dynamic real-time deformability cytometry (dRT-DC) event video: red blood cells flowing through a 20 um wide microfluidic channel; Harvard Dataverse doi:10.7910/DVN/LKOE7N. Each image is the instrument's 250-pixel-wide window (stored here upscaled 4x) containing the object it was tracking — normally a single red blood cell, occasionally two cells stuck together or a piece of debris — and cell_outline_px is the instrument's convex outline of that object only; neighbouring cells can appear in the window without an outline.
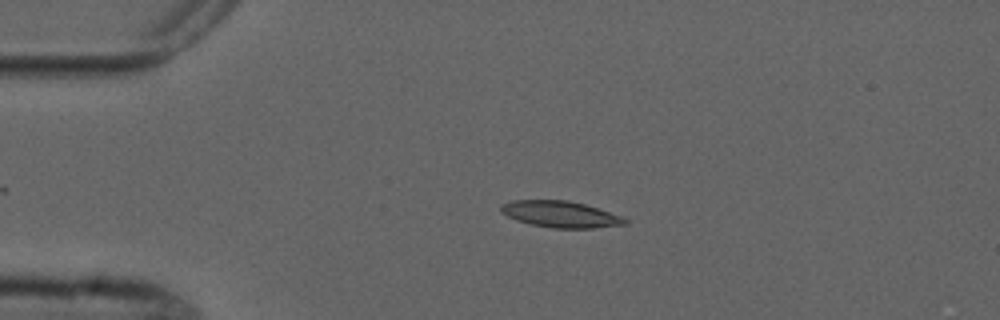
{"species": "common noctule bat (a hibernating species)", "species_latin": "Nyctalus noctula", "temperature_condition": "cold", "stored_images_in_passage": 3, "camera_frame_rate_fps": 3000, "um_per_image_px": 0.085, "animal": {"sex": "male", "forearm_length_mm": 52.5}, "frame": {"image": 1, "passage_image": 2, "time_ms": 2.0, "image_size_px": [1000, 320], "cell_outline_px": [[628, 224], [592, 228], [552, 228], [532, 224], [516, 220], [500, 212], [500, 204], [512, 200], [568, 200], [584, 204], [620, 216], [628, 220]], "centroid_in_image_um": [47.6, 18.21], "position_along_channel_um": 37.4, "area_um2": 18.96}}